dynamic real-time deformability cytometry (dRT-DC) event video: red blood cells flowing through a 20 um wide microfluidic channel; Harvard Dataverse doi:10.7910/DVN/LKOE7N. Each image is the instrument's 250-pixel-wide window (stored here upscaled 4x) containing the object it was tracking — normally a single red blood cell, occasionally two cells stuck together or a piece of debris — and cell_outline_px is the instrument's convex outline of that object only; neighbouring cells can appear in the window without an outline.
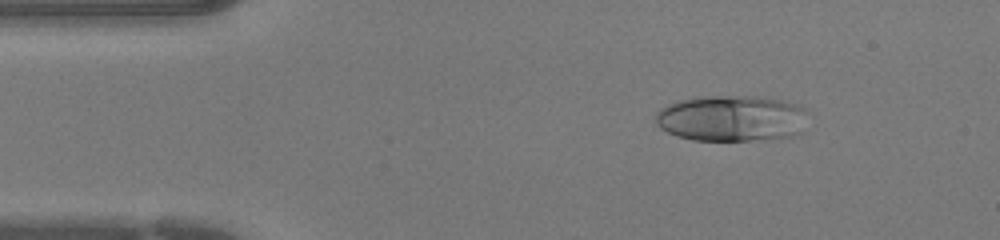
{"species": "human", "species_latin": "Homo sapiens", "temperature_condition": "warm", "stored_images_in_passage": 44, "camera_frame_rate_fps": 3000, "um_per_image_px": 0.085, "donor": {"sex": "female"}, "frame": {"image": 1, "passage_image": 6, "time_ms": 1.667, "image_size_px": [1000, 240], "cell_outline_px": [[808, 112], [800, 132], [792, 136], [748, 140], [692, 140], [676, 136], [660, 128], [656, 124], [656, 112], [660, 108], [668, 104], [680, 100], [708, 96], [752, 96], [780, 100], [796, 104], [804, 108]], "centroid_in_image_um": [62.15, 10.05], "position_along_channel_um": 22.8, "area_um2": 40.75}}
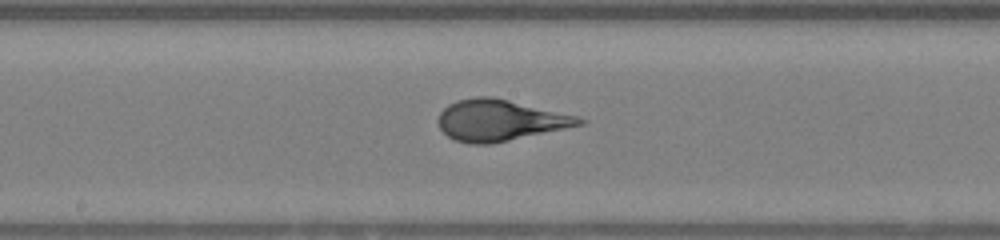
{"frame": {"image": 2, "passage_image": 22, "time_ms": 7.0, "image_size_px": [1000, 240], "cell_outline_px": [[588, 120], [584, 124], [492, 144], [468, 144], [456, 140], [448, 136], [440, 128], [436, 120], [440, 112], [448, 104], [456, 100], [476, 96], [492, 96], [576, 116]], "centroid_in_image_um": [42.44, 10.22], "position_along_channel_um": 205.8, "area_um2": 33.76}}
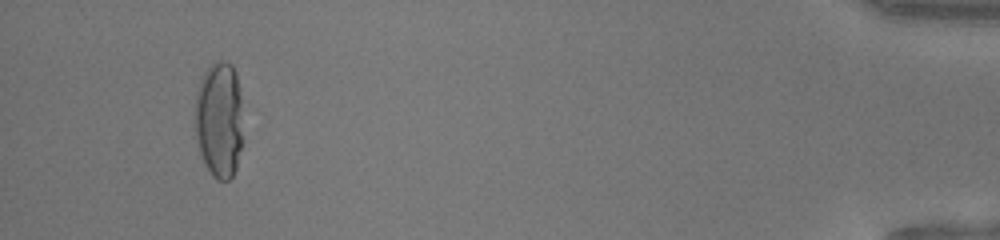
{"frame": {"image": 3, "passage_image": 41, "time_ms": 13.333, "image_size_px": [1000, 240], "cell_outline_px": [[240, 148], [236, 168], [232, 176], [228, 180], [216, 180], [212, 176], [204, 164], [200, 152], [196, 136], [196, 96], [200, 80], [204, 72], [216, 60], [224, 60], [232, 64], [236, 72], [240, 100]], "centroid_in_image_um": [18.61, 10.17], "position_along_channel_um": 416.6, "area_um2": 32.02}}